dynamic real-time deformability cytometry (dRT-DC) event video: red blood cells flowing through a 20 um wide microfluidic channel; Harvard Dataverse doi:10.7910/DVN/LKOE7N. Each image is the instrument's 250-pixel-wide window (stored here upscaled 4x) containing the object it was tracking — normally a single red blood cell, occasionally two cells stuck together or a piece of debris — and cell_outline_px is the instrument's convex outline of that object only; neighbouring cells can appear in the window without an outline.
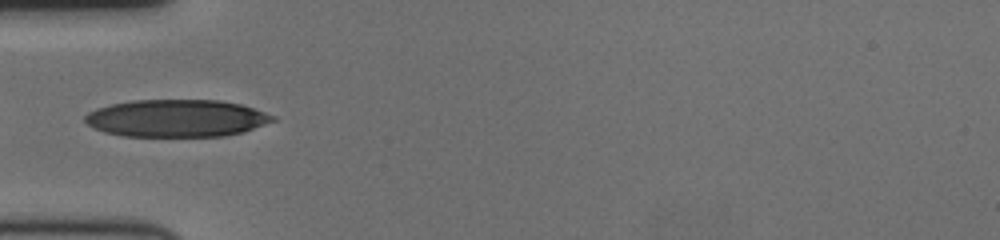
{"species": "human", "species_latin": "Homo sapiens", "temperature_condition": "cold", "stored_images_in_passage": 11, "camera_frame_rate_fps": 3000, "um_per_image_px": 0.085, "donor": {"sex": "female"}, "frame": {"image": 1, "passage_image": 1, "time_ms": 0.0, "image_size_px": [1000, 240], "cell_outline_px": [[276, 120], [244, 132], [224, 136], [124, 136], [104, 132], [88, 124], [84, 120], [84, 116], [88, 112], [96, 108], [112, 104], [132, 100], [220, 100], [240, 104], [276, 116]], "centroid_in_image_um": [15.01, 10.05], "position_along_channel_um": 70.0, "area_um2": 40.86}}
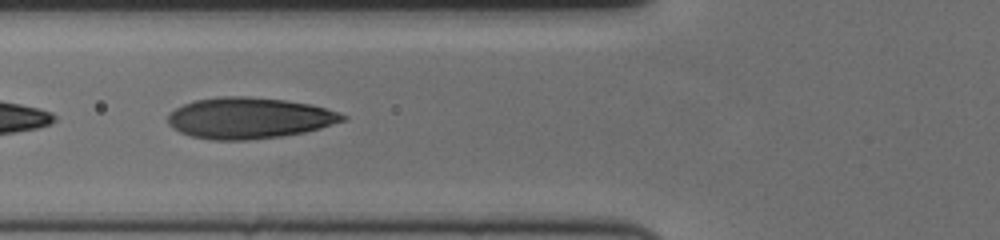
{"frame": {"image": 2, "passage_image": 4, "time_ms": 1.0, "image_size_px": [1000, 240], "cell_outline_px": [[348, 116], [344, 120], [320, 128], [304, 132], [280, 136], [248, 140], [212, 140], [192, 136], [180, 132], [172, 128], [168, 124], [168, 116], [176, 108], [184, 104], [196, 100], [220, 96], [248, 96], [284, 100], [312, 104]], "centroid_in_image_um": [21.15, 10.03], "position_along_channel_um": 104.6, "area_um2": 41.62}}
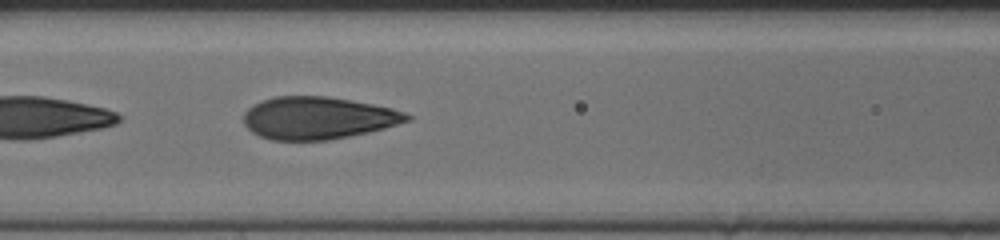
{"frame": {"image": 3, "passage_image": 7, "time_ms": 2.0, "image_size_px": [1000, 240], "cell_outline_px": [[412, 120], [384, 128], [368, 132], [328, 140], [272, 140], [260, 136], [252, 132], [244, 124], [244, 112], [252, 104], [260, 100], [276, 96], [328, 96], [372, 104], [392, 108], [404, 112], [412, 116]], "centroid_in_image_um": [27.01, 10.02], "position_along_channel_um": 139.6, "area_um2": 40.4}}